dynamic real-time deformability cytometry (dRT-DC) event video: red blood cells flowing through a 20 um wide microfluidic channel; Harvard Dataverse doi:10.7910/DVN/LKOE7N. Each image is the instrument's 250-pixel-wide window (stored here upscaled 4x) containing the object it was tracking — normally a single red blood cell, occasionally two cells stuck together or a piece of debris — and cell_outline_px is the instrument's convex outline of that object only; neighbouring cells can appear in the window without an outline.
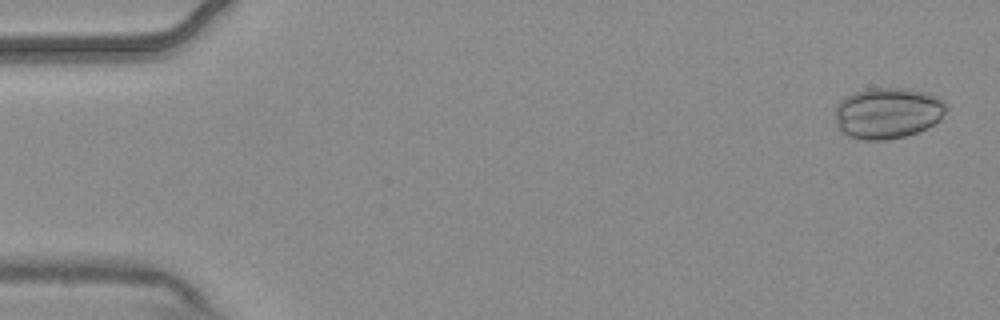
{"species": "common noctule bat (a hibernating species)", "species_latin": "Nyctalus noctula", "temperature_condition": "warm", "stored_images_in_passage": 8, "camera_frame_rate_fps": 3000, "um_per_image_px": 0.085, "animal": {"sex": "male", "body_mass_g": 20.4}, "frame": {"image": 1, "passage_image": 1, "time_ms": 0.0, "image_size_px": [1000, 320], "cell_outline_px": [[948, 108], [940, 120], [928, 128], [904, 136], [888, 140], [864, 140], [848, 136], [836, 124], [836, 104], [840, 100], [856, 92], [868, 88], [904, 88], [924, 92], [936, 96], [944, 100]], "centroid_in_image_um": [75.48, 9.61], "position_along_channel_um": 9.5, "area_um2": 33.12}}
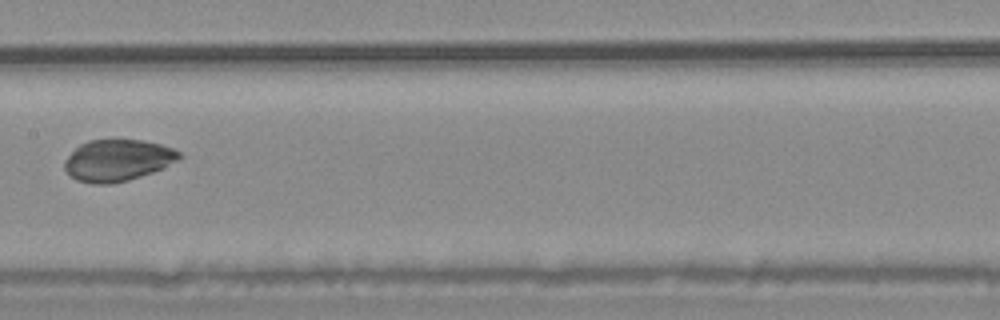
{"frame": {"image": 2, "passage_image": 7, "time_ms": 2.0, "image_size_px": [1000, 320], "cell_outline_px": [[184, 156], [180, 160], [164, 168], [128, 180], [112, 184], [92, 184], [76, 180], [64, 168], [64, 160], [80, 144], [88, 140], [144, 140], [160, 144], [172, 148], [180, 152]], "centroid_in_image_um": [10.03, 13.63], "position_along_channel_um": 197.4, "area_um2": 27.92}}
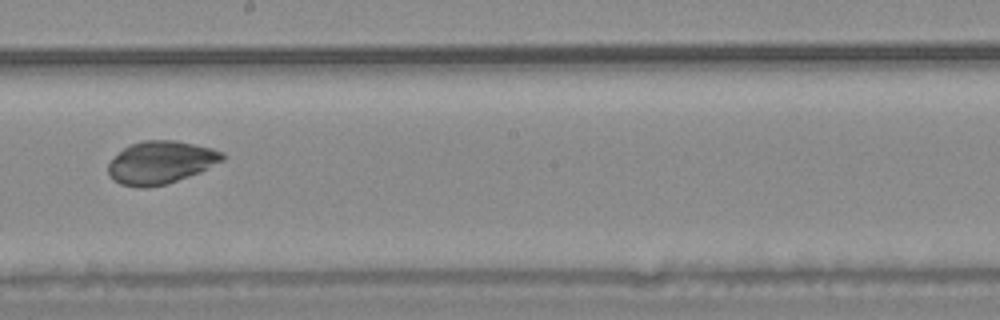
{"frame": {"image": 3, "passage_image": 8, "time_ms": 2.333, "image_size_px": [1000, 320], "cell_outline_px": [[224, 160], [200, 172], [168, 184], [148, 188], [140, 188], [120, 184], [112, 180], [108, 176], [108, 164], [124, 148], [132, 144], [144, 140], [176, 140], [212, 148], [224, 152]], "centroid_in_image_um": [13.67, 13.82], "position_along_channel_um": 234.5, "area_um2": 28.61}}